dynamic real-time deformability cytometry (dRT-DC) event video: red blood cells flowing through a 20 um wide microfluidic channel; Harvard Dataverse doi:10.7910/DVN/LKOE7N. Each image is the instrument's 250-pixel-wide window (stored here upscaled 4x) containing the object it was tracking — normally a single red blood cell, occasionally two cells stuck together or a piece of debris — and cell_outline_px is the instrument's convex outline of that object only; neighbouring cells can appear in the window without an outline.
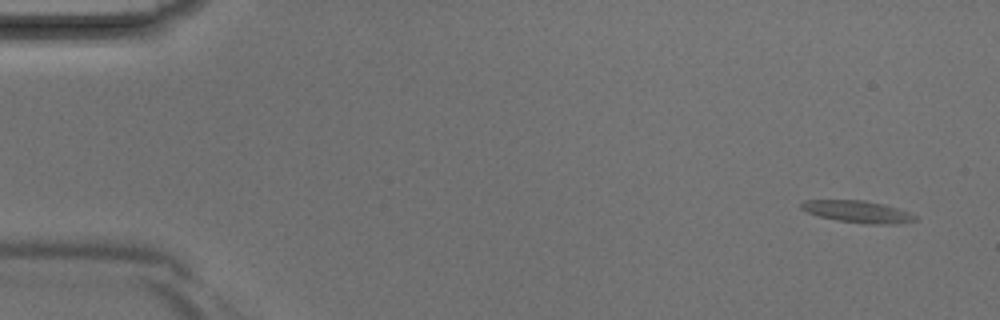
{"species": "Egyptian fruit bat (a non-hibernating species)", "species_latin": "Rousettus aegyptiacus", "temperature_condition": "room temperature", "stored_images_in_passage": 4, "camera_frame_rate_fps": 3000, "um_per_image_px": 0.085, "animal": {"sex": "male"}, "frame": {"image": 1, "passage_image": 1, "time_ms": 0.0, "image_size_px": [1000, 320], "cell_outline_px": [[916, 220], [892, 224], [868, 224], [836, 220], [820, 216], [808, 212], [800, 208], [800, 204], [804, 200], [864, 200], [884, 204], [908, 212], [916, 216]], "centroid_in_image_um": [72.87, 17.98], "position_along_channel_um": 12.1, "area_um2": 14.39}}
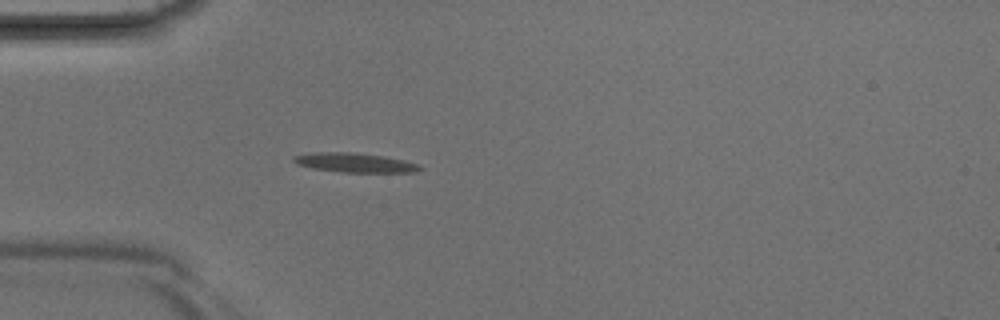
{"frame": {"image": 2, "passage_image": 4, "time_ms": 1.0, "image_size_px": [1000, 320], "cell_outline_px": [[424, 168], [416, 172], [344, 172], [312, 168], [296, 164], [292, 160], [292, 156], [312, 152], [356, 152], [384, 156], [416, 164]], "centroid_in_image_um": [30.09, 13.82], "position_along_channel_um": 54.9, "area_um2": 14.16}}